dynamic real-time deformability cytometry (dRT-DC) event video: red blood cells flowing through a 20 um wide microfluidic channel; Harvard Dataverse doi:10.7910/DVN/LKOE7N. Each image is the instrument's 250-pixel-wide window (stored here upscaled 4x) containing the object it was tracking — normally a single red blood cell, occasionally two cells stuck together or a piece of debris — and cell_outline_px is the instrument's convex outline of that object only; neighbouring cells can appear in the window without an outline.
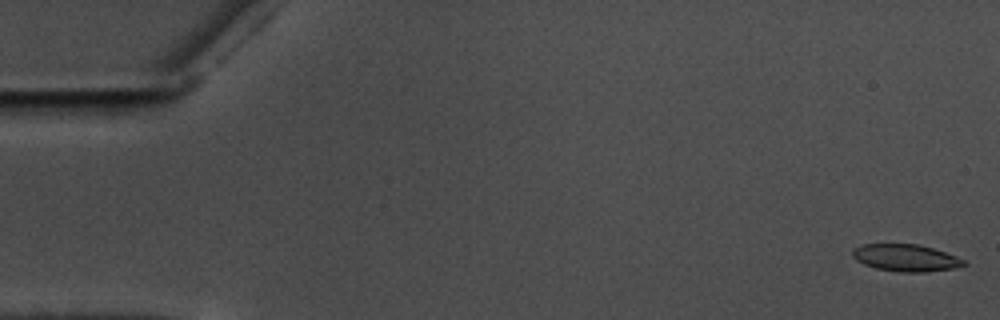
{"species": "common noctule bat (a hibernating species)", "species_latin": "Nyctalus noctula", "temperature_condition": "warm", "stored_images_in_passage": 18, "camera_frame_rate_fps": 3000, "um_per_image_px": 0.085, "animal": {"sex": "male", "body_mass_g": 17.5, "forearm_length_mm": 52.3}, "frame": {"image": 1, "passage_image": 1, "time_ms": 0.0, "image_size_px": [1000, 320], "cell_outline_px": [[968, 264], [956, 268], [924, 272], [900, 272], [876, 268], [864, 264], [856, 260], [852, 256], [852, 248], [860, 244], [916, 244], [932, 248], [956, 256], [964, 260]], "centroid_in_image_um": [76.97, 21.91], "position_along_channel_um": 8.0, "area_um2": 17.57}}
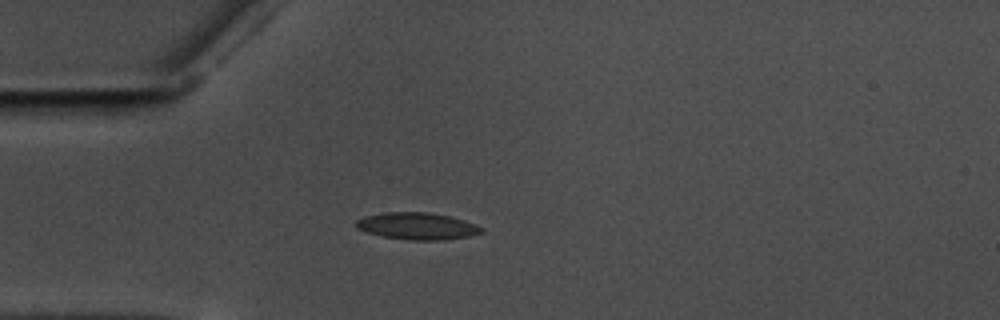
{"frame": {"image": 2, "passage_image": 16, "time_ms": 5.0, "image_size_px": [1000, 320], "cell_outline_px": [[484, 232], [468, 236], [444, 240], [408, 240], [380, 236], [356, 228], [356, 220], [364, 216], [384, 212], [428, 212], [448, 216], [464, 220], [476, 224], [484, 228]], "centroid_in_image_um": [35.46, 19.22], "position_along_channel_um": 49.5, "area_um2": 19.77}}